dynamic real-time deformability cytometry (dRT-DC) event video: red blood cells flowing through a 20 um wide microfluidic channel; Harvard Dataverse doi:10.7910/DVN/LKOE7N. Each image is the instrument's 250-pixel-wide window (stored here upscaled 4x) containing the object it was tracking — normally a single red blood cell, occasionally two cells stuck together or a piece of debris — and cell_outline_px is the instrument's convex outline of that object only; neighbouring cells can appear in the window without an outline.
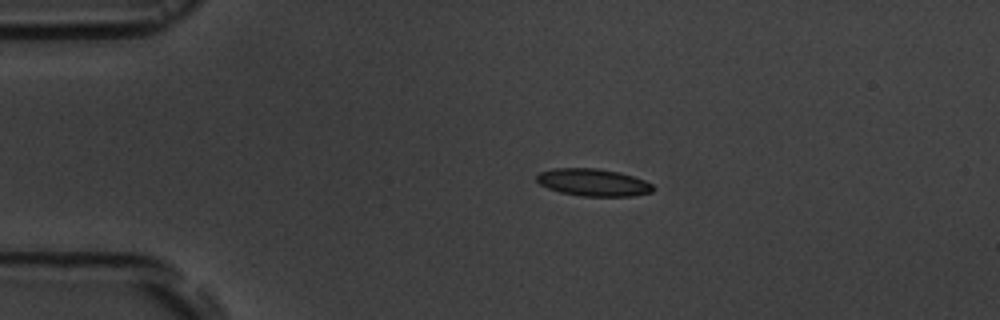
{"species": "common noctule bat (a hibernating species)", "species_latin": "Nyctalus noctula", "temperature_condition": "room temperature", "stored_images_in_passage": 7, "camera_frame_rate_fps": 3000, "um_per_image_px": 0.085, "animal": {"sex": "male", "body_mass_g": 19.5, "forearm_length_mm": 54.6}, "frame": {"image": 1, "passage_image": 4, "time_ms": 3.333, "image_size_px": [1000, 320], "cell_outline_px": [[656, 188], [652, 192], [632, 196], [580, 196], [560, 192], [548, 188], [540, 184], [536, 180], [536, 176], [540, 172], [552, 168], [596, 168], [620, 172], [644, 180], [652, 184]], "centroid_in_image_um": [50.42, 15.5], "position_along_channel_um": 34.6, "area_um2": 18.61}}
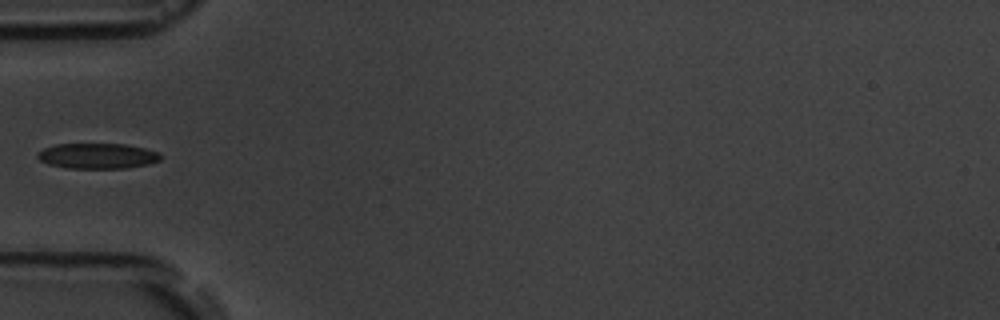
{"frame": {"image": 2, "passage_image": 6, "time_ms": 5.667, "image_size_px": [1000, 320], "cell_outline_px": [[160, 160], [148, 164], [128, 168], [64, 168], [48, 164], [40, 160], [36, 156], [36, 152], [44, 148], [56, 144], [124, 144], [144, 148], [156, 152], [160, 156]], "centroid_in_image_um": [8.22, 13.26], "position_along_channel_um": 76.8, "area_um2": 18.21}}
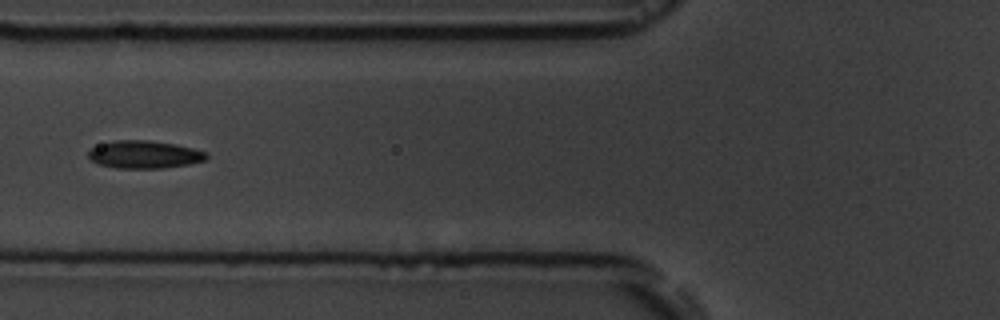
{"frame": {"image": 3, "passage_image": 7, "time_ms": 6.667, "image_size_px": [1000, 320], "cell_outline_px": [[208, 156], [204, 160], [188, 164], [164, 168], [116, 168], [100, 164], [92, 160], [88, 156], [88, 152], [92, 148], [100, 144], [116, 140], [148, 140], [176, 144], [208, 152]], "centroid_in_image_um": [12.28, 13.13], "position_along_channel_um": 113.5, "area_um2": 18.96}}